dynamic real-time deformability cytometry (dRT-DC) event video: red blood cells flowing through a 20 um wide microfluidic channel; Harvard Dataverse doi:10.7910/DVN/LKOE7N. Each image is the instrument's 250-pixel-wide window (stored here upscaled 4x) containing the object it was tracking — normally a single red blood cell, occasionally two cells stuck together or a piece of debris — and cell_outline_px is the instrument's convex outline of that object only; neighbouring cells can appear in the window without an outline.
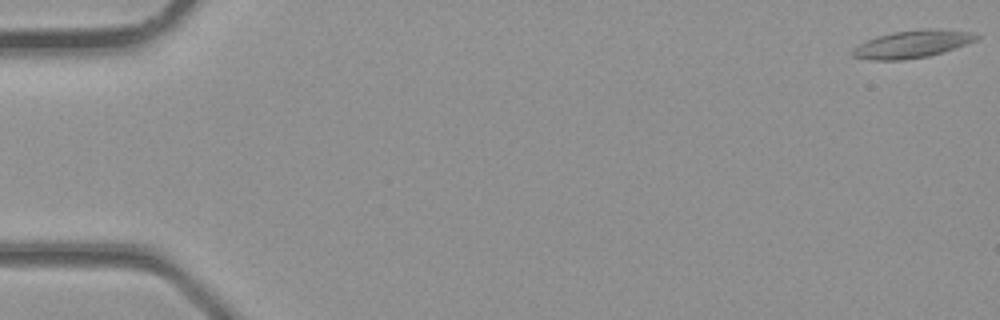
{"species": "common noctule bat (a hibernating species)", "species_latin": "Nyctalus noctula", "temperature_condition": "room temperature", "stored_images_in_passage": 5, "camera_frame_rate_fps": 3000, "um_per_image_px": 0.085, "animal": {"sex": "male", "body_mass_g": 23.1, "forearm_length_mm": 52.7}, "frame": {"image": 1, "passage_image": 5, "time_ms": 1.333, "image_size_px": [1000, 320], "cell_outline_px": [[980, 36], [976, 40], [956, 48], [928, 56], [904, 60], [872, 60], [852, 56], [852, 48], [876, 36], [892, 32], [920, 28], [936, 28], [976, 32]], "centroid_in_image_um": [77.58, 3.73], "position_along_channel_um": 7.4, "area_um2": 20.11}}